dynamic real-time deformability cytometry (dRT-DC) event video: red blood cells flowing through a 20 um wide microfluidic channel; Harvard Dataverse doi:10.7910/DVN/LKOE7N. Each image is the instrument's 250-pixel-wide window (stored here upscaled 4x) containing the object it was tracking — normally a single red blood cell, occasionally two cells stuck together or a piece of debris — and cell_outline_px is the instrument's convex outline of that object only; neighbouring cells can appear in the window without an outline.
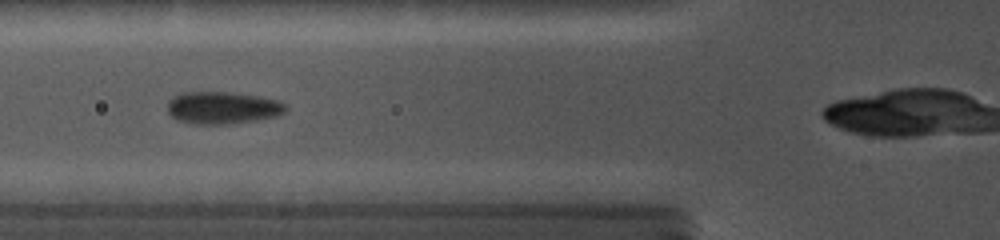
{"species": "common noctule bat (a hibernating species)", "species_latin": "Nyctalus noctula", "temperature_condition": "cold", "stored_images_in_passage": 8, "camera_frame_rate_fps": 5000, "um_per_image_px": 0.085, "animal": {"sex": "female", "body_mass_g": 19.0, "forearm_length_mm": 56.7}, "frame": {"image": 1, "passage_image": 5, "time_ms": 3.6, "image_size_px": [1000, 240], "cell_outline_px": [[284, 112], [276, 116], [256, 120], [232, 124], [196, 124], [176, 120], [168, 112], [168, 100], [184, 92], [224, 92], [256, 96], [276, 100], [284, 104]], "centroid_in_image_um": [18.87, 9.17], "position_along_channel_um": 106.9, "area_um2": 21.91}}
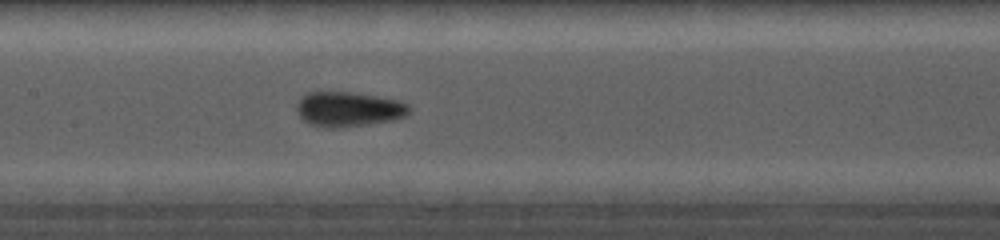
{"frame": {"image": 2, "passage_image": 7, "time_ms": 5.4, "image_size_px": [1000, 240], "cell_outline_px": [[408, 112], [404, 116], [396, 120], [340, 128], [328, 128], [308, 124], [296, 112], [296, 104], [308, 92], [348, 92], [396, 100], [408, 104]], "centroid_in_image_um": [29.58, 9.3], "position_along_channel_um": 177.8, "area_um2": 22.6}}
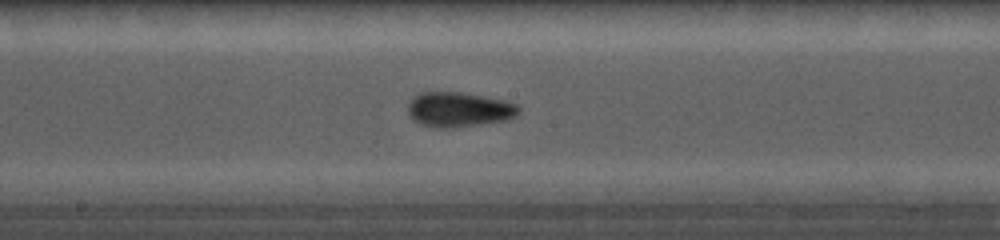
{"frame": {"image": 3, "passage_image": 8, "time_ms": 6.2, "image_size_px": [1000, 240], "cell_outline_px": [[520, 112], [516, 116], [508, 120], [452, 128], [436, 128], [420, 124], [412, 120], [408, 112], [408, 104], [416, 96], [424, 92], [456, 92], [480, 96], [500, 100], [516, 104], [520, 108]], "centroid_in_image_um": [39.0, 9.34], "position_along_channel_um": 209.2, "area_um2": 22.25}}